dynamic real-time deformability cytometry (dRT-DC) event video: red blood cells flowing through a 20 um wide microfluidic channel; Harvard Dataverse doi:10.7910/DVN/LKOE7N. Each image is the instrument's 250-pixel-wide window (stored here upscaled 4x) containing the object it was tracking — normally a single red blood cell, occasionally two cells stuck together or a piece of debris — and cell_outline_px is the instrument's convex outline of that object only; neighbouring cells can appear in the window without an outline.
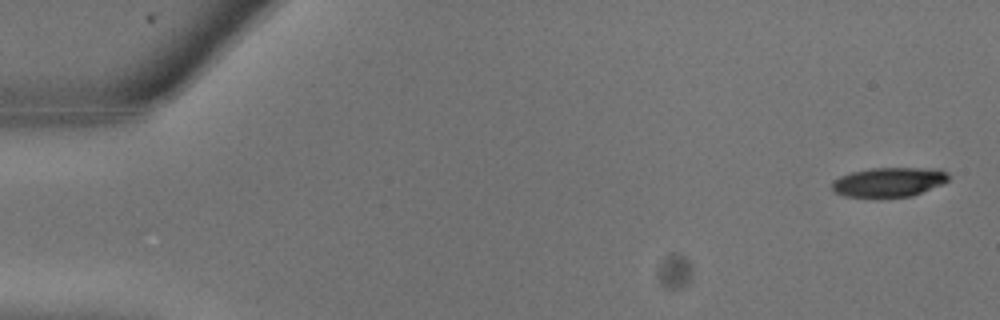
{"species": "common noctule bat (a hibernating species)", "species_latin": "Nyctalus noctula", "temperature_condition": "warm", "stored_images_in_passage": 25, "camera_frame_rate_fps": 3000, "um_per_image_px": 0.085, "animal": {"sex": "male", "body_mass_g": 13.3}, "frame": {"image": 1, "passage_image": 1, "time_ms": 0.0, "image_size_px": [1000, 320], "cell_outline_px": [[948, 180], [944, 184], [912, 196], [876, 200], [844, 196], [836, 192], [832, 188], [832, 180], [840, 176], [852, 172], [872, 168], [940, 168], [948, 172]], "centroid_in_image_um": [75.56, 15.51], "position_along_channel_um": 9.4, "area_um2": 20.87}}
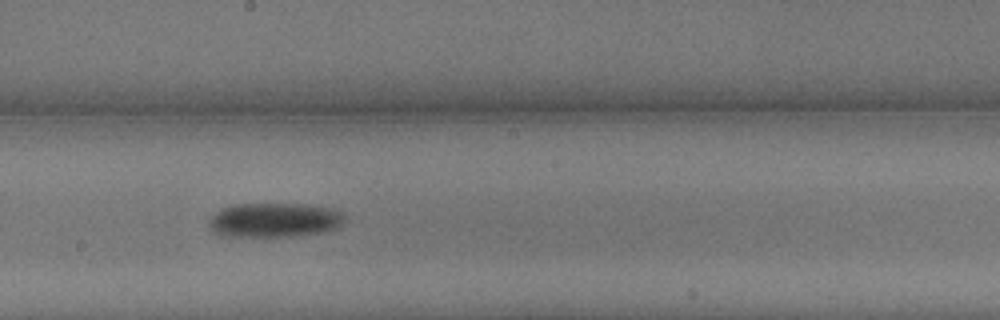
{"frame": {"image": 2, "passage_image": 14, "time_ms": 4.333, "image_size_px": [1000, 320], "cell_outline_px": [[344, 224], [340, 228], [324, 232], [292, 236], [220, 236], [212, 232], [208, 224], [208, 220], [220, 208], [232, 204], [304, 204], [340, 208], [344, 212]], "centroid_in_image_um": [23.37, 18.69], "position_along_channel_um": 224.8, "area_um2": 27.92}}
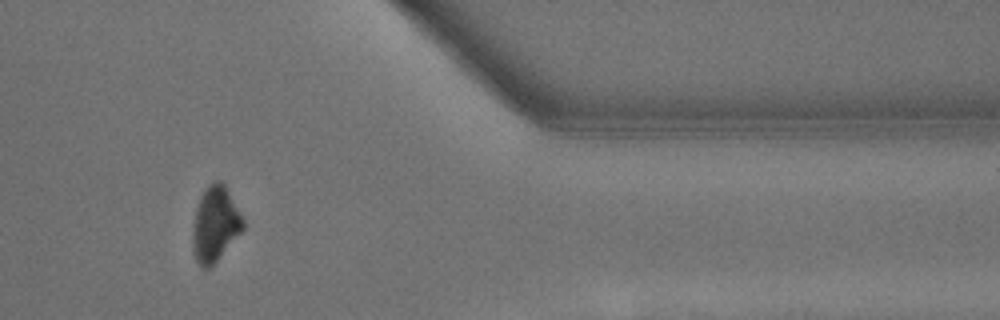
{"frame": {"image": 3, "passage_image": 21, "time_ms": 6.667, "image_size_px": [1000, 320], "cell_outline_px": [[244, 228], [216, 260], [208, 268], [200, 268], [196, 260], [192, 248], [192, 224], [196, 208], [200, 196], [204, 188], [208, 184], [216, 180], [220, 180], [224, 184], [244, 220]], "centroid_in_image_um": [18.25, 19.03], "position_along_channel_um": 393.2, "area_um2": 21.91}}